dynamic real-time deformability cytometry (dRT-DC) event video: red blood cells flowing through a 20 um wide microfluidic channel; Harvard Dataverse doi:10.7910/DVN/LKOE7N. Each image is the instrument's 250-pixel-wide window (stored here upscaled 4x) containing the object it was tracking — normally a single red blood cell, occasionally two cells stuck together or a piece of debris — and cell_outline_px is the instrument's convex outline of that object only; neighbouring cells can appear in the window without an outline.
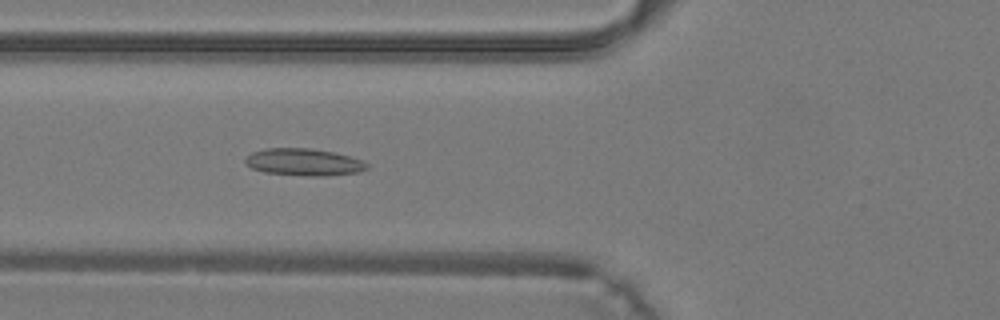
{"species": "common noctule bat (a hibernating species)", "species_latin": "Nyctalus noctula", "temperature_condition": "warm", "stored_images_in_passage": 35, "camera_frame_rate_fps": 3000, "um_per_image_px": 0.085, "animal": {"sex": "male", "body_mass_g": 19.2, "forearm_length_mm": 51.8}, "frame": {"image": 1, "passage_image": 10, "time_ms": 3.0, "image_size_px": [1000, 320], "cell_outline_px": [[368, 168], [360, 172], [324, 176], [308, 176], [264, 172], [252, 168], [244, 164], [244, 156], [252, 152], [264, 148], [312, 148], [332, 152], [348, 156], [360, 160], [368, 164]], "centroid_in_image_um": [25.77, 13.78], "position_along_channel_um": 100.0, "area_um2": 19.31}}
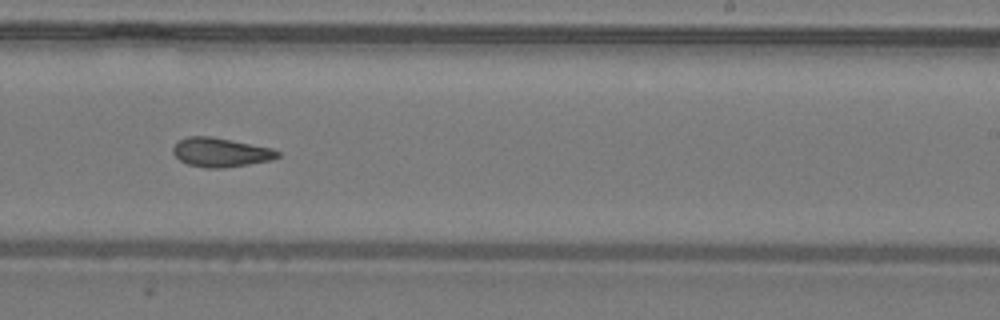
{"frame": {"image": 2, "passage_image": 20, "time_ms": 6.333, "image_size_px": [1000, 320], "cell_outline_px": [[280, 156], [272, 160], [224, 168], [208, 168], [188, 164], [180, 160], [172, 152], [172, 148], [180, 140], [188, 136], [212, 136], [272, 148], [280, 152]], "centroid_in_image_um": [18.77, 12.95], "position_along_channel_um": 270.2, "area_um2": 17.69}}
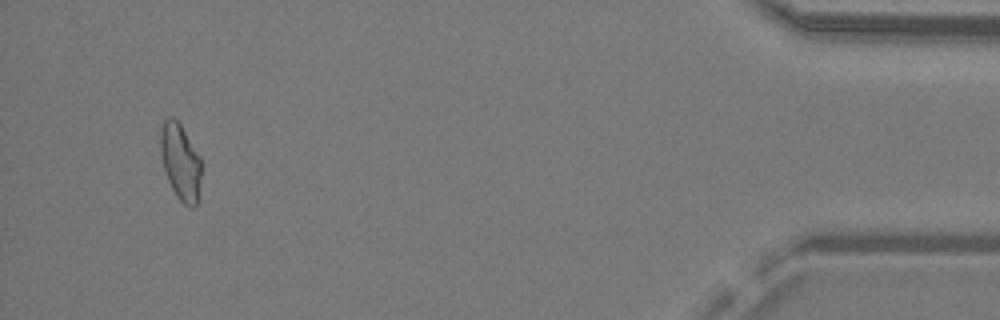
{"frame": {"image": 3, "passage_image": 33, "time_ms": 10.667, "image_size_px": [1000, 320], "cell_outline_px": [[200, 176], [196, 204], [192, 208], [184, 204], [176, 196], [168, 180], [164, 168], [160, 152], [160, 128], [164, 120], [168, 116], [172, 116], [180, 124], [200, 156]], "centroid_in_image_um": [15.31, 13.72], "position_along_channel_um": 419.9, "area_um2": 17.92}}